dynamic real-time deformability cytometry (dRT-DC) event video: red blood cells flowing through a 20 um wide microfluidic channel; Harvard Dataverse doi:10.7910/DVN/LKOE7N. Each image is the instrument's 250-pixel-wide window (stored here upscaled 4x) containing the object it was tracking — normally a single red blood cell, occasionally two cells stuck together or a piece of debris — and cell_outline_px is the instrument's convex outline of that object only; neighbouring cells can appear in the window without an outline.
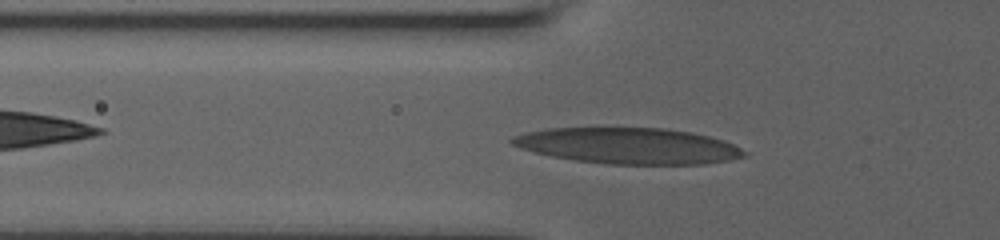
{"species": "human", "species_latin": "Homo sapiens", "temperature_condition": "room temperature", "stored_images_in_passage": 49, "camera_frame_rate_fps": 3000, "um_per_image_px": 0.085, "donor": {"sex": "male"}, "frame": {"image": 1, "passage_image": 18, "time_ms": 5.667, "image_size_px": [1000, 240], "cell_outline_px": [[748, 156], [728, 160], [704, 164], [608, 164], [576, 160], [552, 156], [520, 148], [512, 144], [508, 140], [512, 136], [528, 132], [548, 128], [668, 128], [692, 132], [724, 140], [748, 152]], "centroid_in_image_um": [53.44, 12.39], "position_along_channel_um": 72.4, "area_um2": 48.67}}
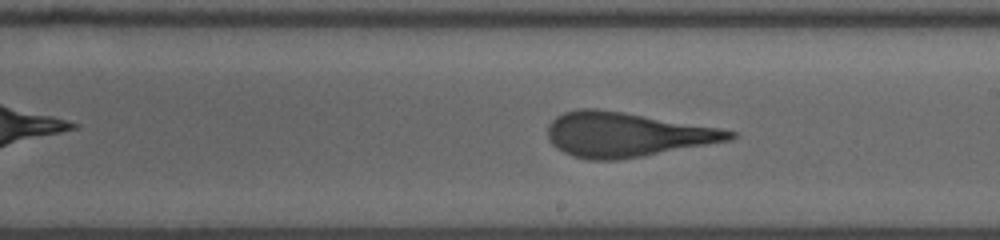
{"frame": {"image": 2, "passage_image": 31, "time_ms": 10.0, "image_size_px": [1000, 240], "cell_outline_px": [[736, 136], [728, 140], [644, 156], [616, 160], [588, 160], [572, 156], [556, 148], [548, 140], [548, 124], [556, 116], [564, 112], [580, 108], [596, 108], [624, 112], [720, 128], [736, 132]], "centroid_in_image_um": [53.18, 11.43], "position_along_channel_um": 235.8, "area_um2": 47.05}}
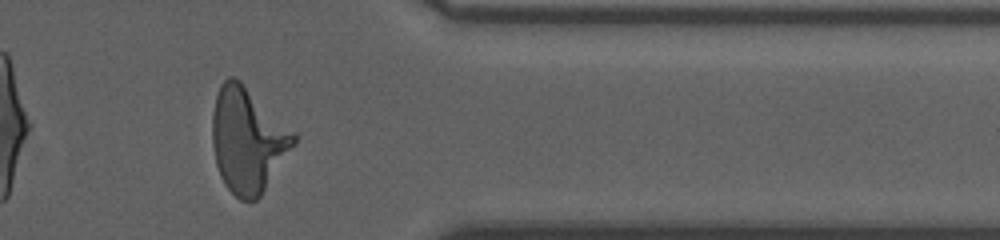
{"frame": {"image": 3, "passage_image": 44, "time_ms": 14.333, "image_size_px": [1000, 240], "cell_outline_px": [[296, 144], [260, 196], [256, 200], [240, 200], [224, 184], [220, 176], [216, 164], [212, 144], [212, 112], [216, 96], [220, 84], [228, 76], [232, 76], [240, 80], [296, 132]], "centroid_in_image_um": [21.06, 11.88], "position_along_channel_um": 390.3, "area_um2": 50.0}, "authors_computed_cell_mechanics": {"area_um2": 46.4712, "velocity_mm_per_s": 3.7974, "shape_relaxation_time_tau1_ms": 6.4323, "shape_relaxation_time_tau2_ms": 1.1586, "deformation_change_tau1": 0.2646, "deformation_change_tau2": 0.1174}}